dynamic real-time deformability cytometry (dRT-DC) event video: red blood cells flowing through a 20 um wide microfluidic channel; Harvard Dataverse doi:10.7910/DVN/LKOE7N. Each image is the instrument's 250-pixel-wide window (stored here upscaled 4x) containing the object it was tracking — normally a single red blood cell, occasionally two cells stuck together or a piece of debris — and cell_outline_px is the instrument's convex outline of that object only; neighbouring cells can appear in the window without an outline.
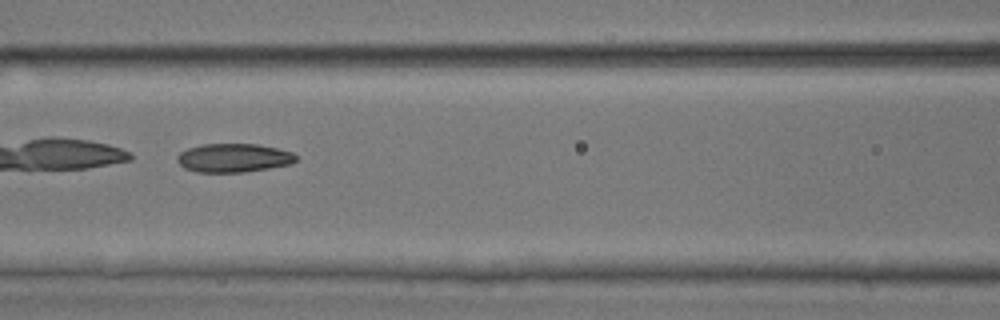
{"species": "common noctule bat (a hibernating species)", "species_latin": "Nyctalus noctula", "temperature_condition": "room temperature", "stored_images_in_passage": 37, "camera_frame_rate_fps": 3000, "um_per_image_px": 0.085, "animal": {"sex": "male", "body_mass_g": 17.9, "forearm_length_mm": 54.2}, "frame": {"image": 1, "passage_image": 11, "time_ms": 3.333, "image_size_px": [1000, 320], "cell_outline_px": [[296, 160], [292, 164], [244, 172], [196, 172], [184, 168], [176, 160], [176, 156], [180, 152], [188, 148], [200, 144], [256, 144], [276, 148], [292, 152], [296, 156]], "centroid_in_image_um": [19.82, 13.42], "position_along_channel_um": 146.8, "area_um2": 19.88}, "authors_computed_cell_mechanics": {"area_um2": 20.2878, "velocity_mm_per_s": 4.0895, "shape_relaxation_time_tau1_ms": 0.3429, "shape_relaxation_time_tau2_ms": 3.052, "deformation_change_tau1": 0.2766, "deformation_change_tau2": 0.1009}}